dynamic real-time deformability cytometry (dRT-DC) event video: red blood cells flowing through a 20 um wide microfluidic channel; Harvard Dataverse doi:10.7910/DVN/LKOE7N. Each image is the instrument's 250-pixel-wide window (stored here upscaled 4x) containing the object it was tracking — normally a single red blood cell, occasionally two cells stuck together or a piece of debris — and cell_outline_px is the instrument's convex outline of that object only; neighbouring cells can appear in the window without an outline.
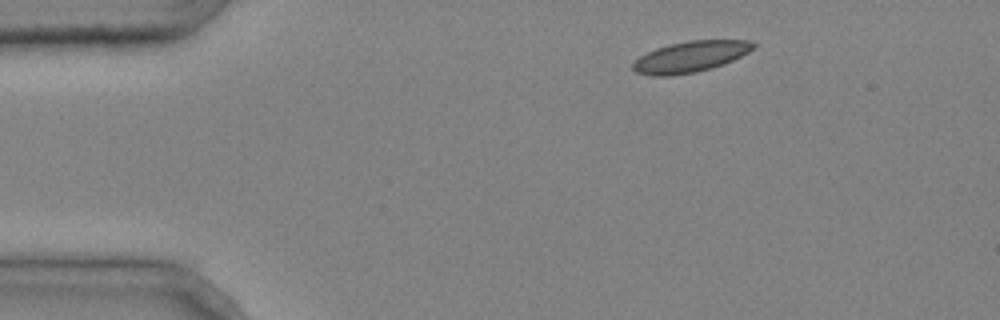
{"species": "common noctule bat (a hibernating species)", "species_latin": "Nyctalus noctula", "temperature_condition": "cold", "stored_images_in_passage": 5, "camera_frame_rate_fps": 3000, "um_per_image_px": 0.085, "animal": {"sex": "male", "body_mass_g": 20.4}, "frame": {"image": 1, "passage_image": 1, "time_ms": 0.0, "image_size_px": [1000, 320], "cell_outline_px": [[756, 48], [724, 64], [712, 68], [696, 72], [672, 76], [652, 76], [636, 72], [632, 68], [632, 64], [640, 56], [656, 48], [668, 44], [688, 40], [752, 40], [756, 44]], "centroid_in_image_um": [58.7, 4.82], "position_along_channel_um": 26.3, "area_um2": 21.91}}
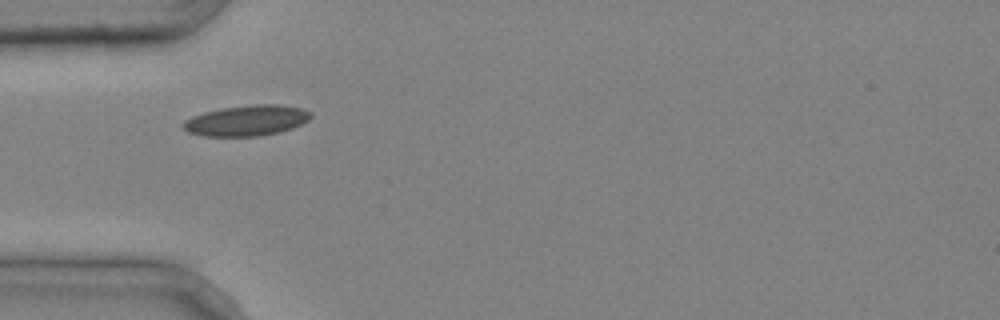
{"frame": {"image": 2, "passage_image": 3, "time_ms": 0.667, "image_size_px": [1000, 320], "cell_outline_px": [[312, 116], [308, 120], [292, 128], [280, 132], [256, 136], [204, 136], [188, 132], [180, 124], [184, 120], [192, 116], [204, 112], [220, 108], [256, 104], [280, 104], [304, 108], [312, 112]], "centroid_in_image_um": [20.97, 10.23], "position_along_channel_um": 64.0, "area_um2": 22.95}}